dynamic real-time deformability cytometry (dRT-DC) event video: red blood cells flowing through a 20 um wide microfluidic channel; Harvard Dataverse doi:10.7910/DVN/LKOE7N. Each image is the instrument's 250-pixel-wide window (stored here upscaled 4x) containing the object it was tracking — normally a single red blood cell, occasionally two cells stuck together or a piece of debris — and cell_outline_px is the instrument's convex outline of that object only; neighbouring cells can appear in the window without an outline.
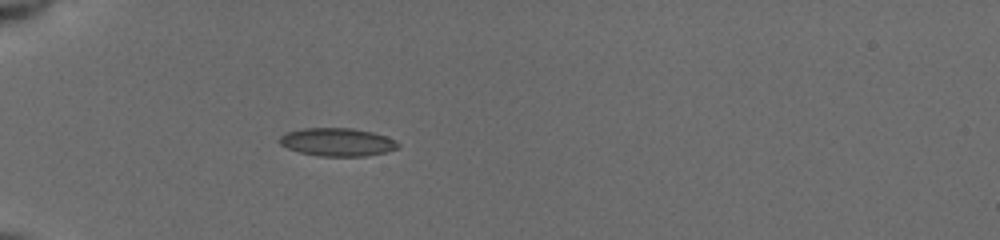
{"species": "common noctule bat (a hibernating species)", "species_latin": "Nyctalus noctula", "temperature_condition": "cold", "stored_images_in_passage": 55, "camera_frame_rate_fps": 3000, "um_per_image_px": 0.085, "animal": {"sex": "female", "body_mass_g": 19.5, "forearm_length_mm": 54.1}, "frame": {"image": 1, "passage_image": 19, "time_ms": 6.0, "image_size_px": [1000, 240], "cell_outline_px": [[400, 148], [384, 152], [364, 156], [320, 156], [300, 152], [288, 148], [280, 144], [276, 140], [280, 136], [288, 132], [304, 128], [352, 128], [372, 132], [396, 140], [400, 144]], "centroid_in_image_um": [28.67, 12.07], "position_along_channel_um": 56.3, "area_um2": 19.36}}
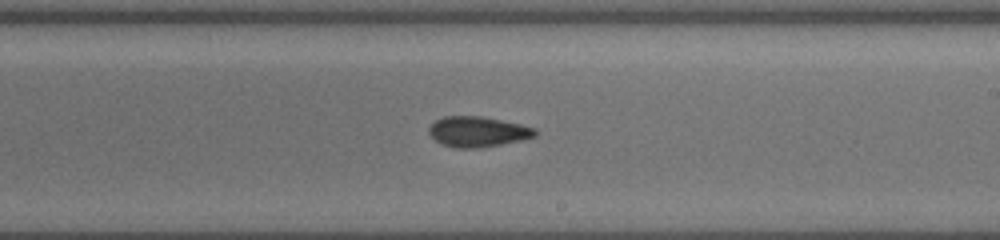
{"frame": {"image": 2, "passage_image": 35, "time_ms": 11.333, "image_size_px": [1000, 240], "cell_outline_px": [[536, 136], [520, 140], [480, 148], [456, 148], [440, 144], [428, 132], [428, 128], [436, 120], [444, 116], [480, 116], [520, 124], [536, 128]], "centroid_in_image_um": [40.58, 11.2], "position_along_channel_um": 248.4, "area_um2": 18.67}}
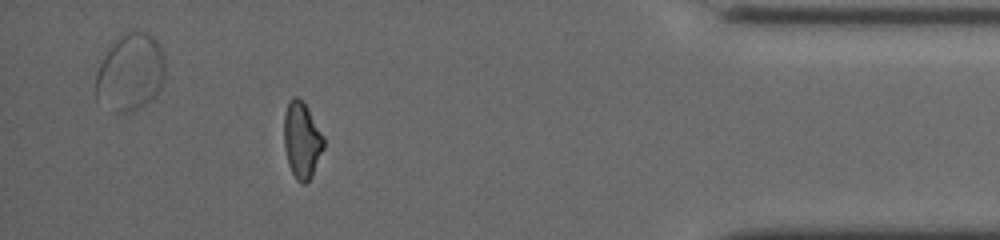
{"frame": {"image": 3, "passage_image": 50, "time_ms": 16.333, "image_size_px": [1000, 240], "cell_outline_px": [[324, 148], [312, 176], [304, 184], [300, 184], [296, 180], [288, 164], [284, 144], [284, 112], [288, 100], [292, 96], [296, 96], [304, 100], [324, 136]], "centroid_in_image_um": [25.66, 11.87], "position_along_channel_um": 409.5, "area_um2": 18.03}, "authors_computed_cell_mechanics": {"area_um2": 18.207, "velocity_mm_per_s": 3.9536, "shape_relaxation_time_tau1_ms": 3.3453, "shape_relaxation_time_tau2_ms": 4.9217, "deformation_change_tau1": 0.123, "deformation_change_tau2": 0.1194}}